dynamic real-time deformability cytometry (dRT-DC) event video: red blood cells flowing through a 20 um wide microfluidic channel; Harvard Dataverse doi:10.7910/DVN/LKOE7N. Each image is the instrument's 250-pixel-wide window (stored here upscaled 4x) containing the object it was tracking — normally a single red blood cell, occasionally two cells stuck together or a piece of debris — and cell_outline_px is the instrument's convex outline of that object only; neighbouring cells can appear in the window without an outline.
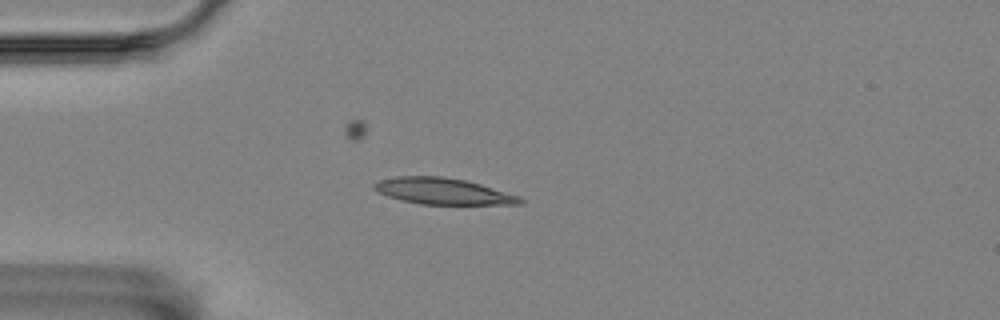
{"species": "Egyptian fruit bat (a non-hibernating species)", "species_latin": "Rousettus aegyptiacus", "temperature_condition": "room temperature", "stored_images_in_passage": 1, "camera_frame_rate_fps": 3000, "um_per_image_px": 0.085, "animal": {"sex": "female"}, "frame": {"image": 1, "passage_image": 1, "time_ms": 0.0, "image_size_px": [1000, 320], "cell_outline_px": [[524, 204], [420, 204], [400, 200], [376, 192], [372, 188], [372, 184], [380, 180], [396, 176], [444, 176], [464, 180], [480, 184], [520, 196], [524, 200]], "centroid_in_image_um": [37.62, 16.25], "position_along_channel_um": 47.4, "area_um2": 22.43}}